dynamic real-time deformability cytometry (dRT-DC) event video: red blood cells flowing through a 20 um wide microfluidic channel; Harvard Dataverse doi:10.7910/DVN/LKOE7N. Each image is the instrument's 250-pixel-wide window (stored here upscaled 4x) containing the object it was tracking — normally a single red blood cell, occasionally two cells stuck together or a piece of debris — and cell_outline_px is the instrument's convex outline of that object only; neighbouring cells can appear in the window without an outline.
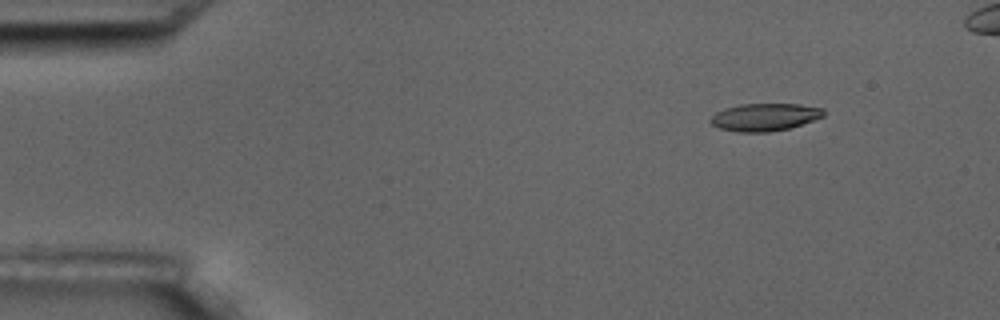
{"species": "common noctule bat (a hibernating species)", "species_latin": "Nyctalus noctula", "temperature_condition": "room temperature", "stored_images_in_passage": 5, "camera_frame_rate_fps": 3000, "um_per_image_px": 0.085, "animal": {"sex": "male", "body_mass_g": 17.5, "forearm_length_mm": 52.3}, "frame": {"image": 1, "passage_image": 1, "time_ms": 0.0, "image_size_px": [1000, 320], "cell_outline_px": [[824, 116], [788, 128], [768, 132], [736, 132], [720, 128], [712, 124], [708, 120], [716, 112], [724, 108], [740, 104], [800, 104], [824, 108]], "centroid_in_image_um": [64.97, 9.94], "position_along_channel_um": 20.0, "area_um2": 18.09}}